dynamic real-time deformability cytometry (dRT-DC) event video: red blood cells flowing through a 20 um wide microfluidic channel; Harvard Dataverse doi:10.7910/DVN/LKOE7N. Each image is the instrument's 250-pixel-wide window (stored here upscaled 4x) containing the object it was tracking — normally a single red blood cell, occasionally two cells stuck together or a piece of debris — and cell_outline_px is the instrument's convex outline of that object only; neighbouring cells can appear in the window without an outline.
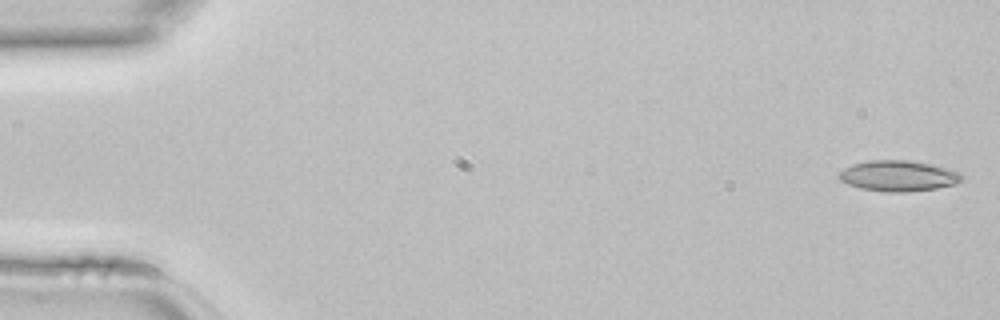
{"species": "common noctule bat (a hibernating species)", "species_latin": "Nyctalus noctula", "temperature_condition": "room temperature", "stored_images_in_passage": 12, "camera_frame_rate_fps": 3000, "um_per_image_px": 0.085, "animal": {"sex": "female", "body_mass_g": 22.7, "forearm_length_mm": 54.2}, "frame": {"image": 1, "passage_image": 1, "time_ms": 0.0, "image_size_px": [1000, 320], "cell_outline_px": [[964, 176], [956, 184], [936, 188], [908, 192], [884, 192], [860, 188], [848, 184], [840, 180], [836, 176], [844, 168], [852, 164], [868, 160], [904, 160], [928, 164], [960, 172]], "centroid_in_image_um": [76.31, 14.96], "position_along_channel_um": 8.7, "area_um2": 21.91}}
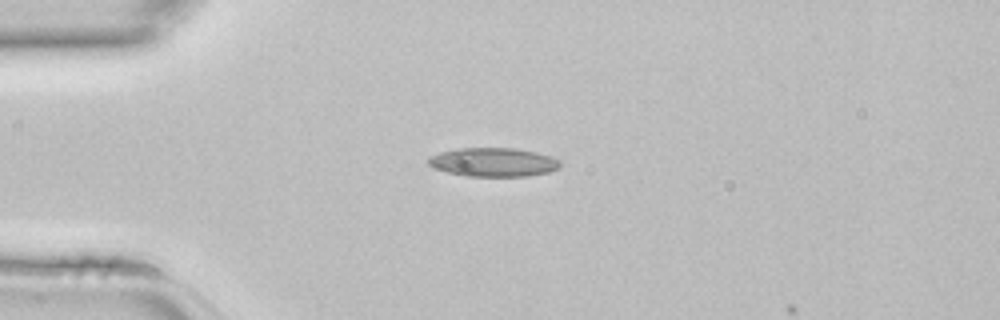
{"frame": {"image": 2, "passage_image": 11, "time_ms": 3.333, "image_size_px": [1000, 320], "cell_outline_px": [[560, 164], [556, 168], [548, 172], [528, 176], [464, 176], [448, 172], [436, 168], [428, 164], [428, 156], [440, 152], [460, 148], [516, 148], [536, 152], [552, 156], [560, 160]], "centroid_in_image_um": [41.93, 13.78], "position_along_channel_um": 43.1, "area_um2": 22.08}}